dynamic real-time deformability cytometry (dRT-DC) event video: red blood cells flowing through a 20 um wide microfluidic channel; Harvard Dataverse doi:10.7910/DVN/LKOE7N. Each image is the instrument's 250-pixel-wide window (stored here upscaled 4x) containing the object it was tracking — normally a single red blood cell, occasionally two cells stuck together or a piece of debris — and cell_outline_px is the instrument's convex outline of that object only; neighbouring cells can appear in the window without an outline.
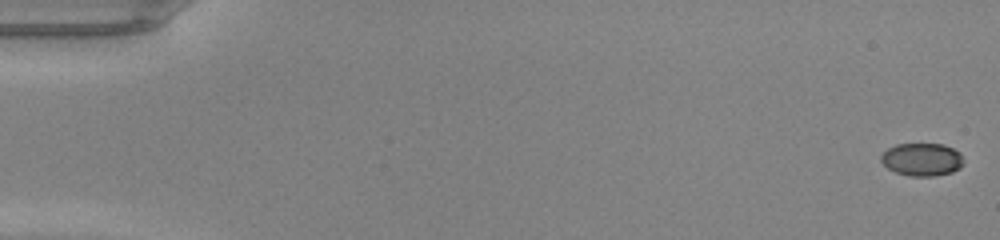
{"species": "common noctule bat (a hibernating species)", "species_latin": "Nyctalus noctula", "temperature_condition": "warm", "stored_images_in_passage": 49, "camera_frame_rate_fps": 3000, "um_per_image_px": 0.085, "animal": {"sex": "male", "body_mass_g": 20.0, "forearm_length_mm": 53.3}, "frame": {"image": 1, "passage_image": 1, "time_ms": 0.0, "image_size_px": [1000, 240], "cell_outline_px": [[964, 164], [960, 168], [952, 172], [932, 176], [908, 176], [896, 172], [888, 168], [880, 160], [880, 156], [888, 148], [896, 144], [944, 144], [960, 152], [964, 160]], "centroid_in_image_um": [78.39, 13.55], "position_along_channel_um": 6.6, "area_um2": 15.9}}
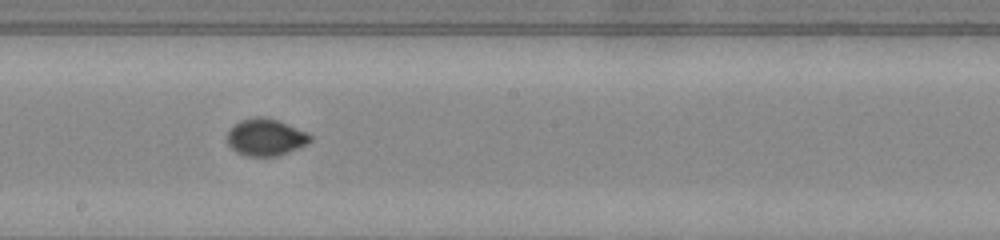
{"frame": {"image": 2, "passage_image": 28, "time_ms": 9.0, "image_size_px": [1000, 240], "cell_outline_px": [[312, 140], [308, 144], [288, 152], [276, 156], [244, 156], [236, 152], [228, 144], [228, 132], [240, 120], [256, 116], [264, 116], [288, 124], [308, 132], [312, 136]], "centroid_in_image_um": [22.61, 11.67], "position_along_channel_um": 225.6, "area_um2": 17.92}}
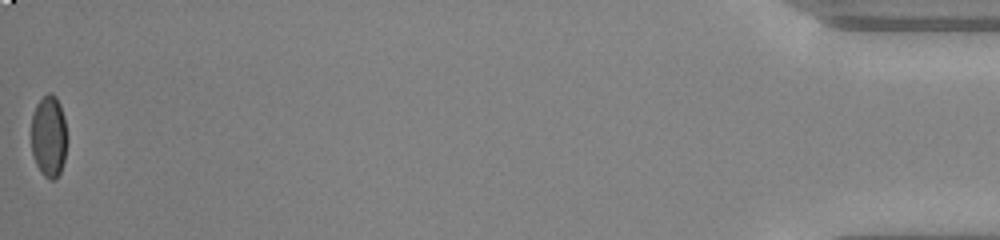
{"frame": {"image": 3, "passage_image": 49, "time_ms": 16.0, "image_size_px": [1000, 240], "cell_outline_px": [[68, 140], [64, 160], [60, 172], [52, 180], [48, 180], [40, 172], [36, 164], [32, 152], [32, 116], [36, 104], [48, 92], [52, 92], [56, 96], [60, 104], [64, 116], [68, 136]], "centroid_in_image_um": [4.17, 11.57], "position_along_channel_um": 431.0, "area_um2": 17.34}, "authors_computed_cell_mechanics": {"area_um2": 17.34, "velocity_mm_per_s": 4.3055, "shape_relaxation_time_tau1_ms": 5.9317, "shape_relaxation_time_tau2_ms": null, "deformation_change_tau1": 0.1791, "deformation_change_tau2": null}}